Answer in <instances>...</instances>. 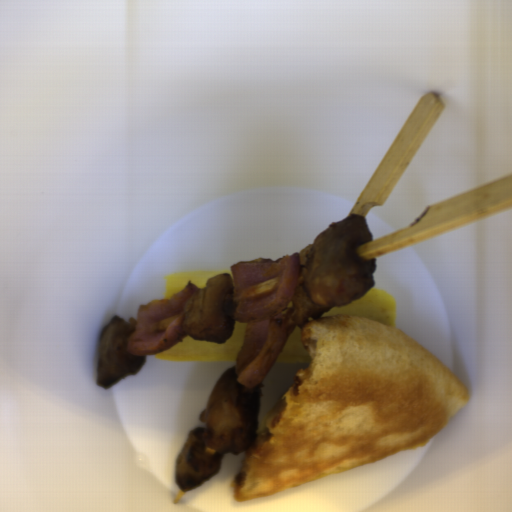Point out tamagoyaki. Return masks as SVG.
<instances>
[{"instance_id":"obj_1","label":"tamagoyaki","mask_w":512,"mask_h":512,"mask_svg":"<svg viewBox=\"0 0 512 512\" xmlns=\"http://www.w3.org/2000/svg\"><path fill=\"white\" fill-rule=\"evenodd\" d=\"M247 324L235 320L232 335L224 343L198 340L187 334L176 345L155 353V360L187 363H237L243 347Z\"/></svg>"},{"instance_id":"obj_2","label":"tamagoyaki","mask_w":512,"mask_h":512,"mask_svg":"<svg viewBox=\"0 0 512 512\" xmlns=\"http://www.w3.org/2000/svg\"><path fill=\"white\" fill-rule=\"evenodd\" d=\"M330 315H359L378 323L397 327L398 308L391 291L370 288L359 299L343 307L330 309L320 317ZM311 317L310 319L320 318Z\"/></svg>"},{"instance_id":"obj_3","label":"tamagoyaki","mask_w":512,"mask_h":512,"mask_svg":"<svg viewBox=\"0 0 512 512\" xmlns=\"http://www.w3.org/2000/svg\"><path fill=\"white\" fill-rule=\"evenodd\" d=\"M219 274H232L230 270L174 273L165 279L164 299H169L174 293L183 291L190 282L199 289L207 288V280Z\"/></svg>"},{"instance_id":"obj_4","label":"tamagoyaki","mask_w":512,"mask_h":512,"mask_svg":"<svg viewBox=\"0 0 512 512\" xmlns=\"http://www.w3.org/2000/svg\"><path fill=\"white\" fill-rule=\"evenodd\" d=\"M301 326H296L291 336L283 346L274 363H302L309 362V356L305 350Z\"/></svg>"}]
</instances>
